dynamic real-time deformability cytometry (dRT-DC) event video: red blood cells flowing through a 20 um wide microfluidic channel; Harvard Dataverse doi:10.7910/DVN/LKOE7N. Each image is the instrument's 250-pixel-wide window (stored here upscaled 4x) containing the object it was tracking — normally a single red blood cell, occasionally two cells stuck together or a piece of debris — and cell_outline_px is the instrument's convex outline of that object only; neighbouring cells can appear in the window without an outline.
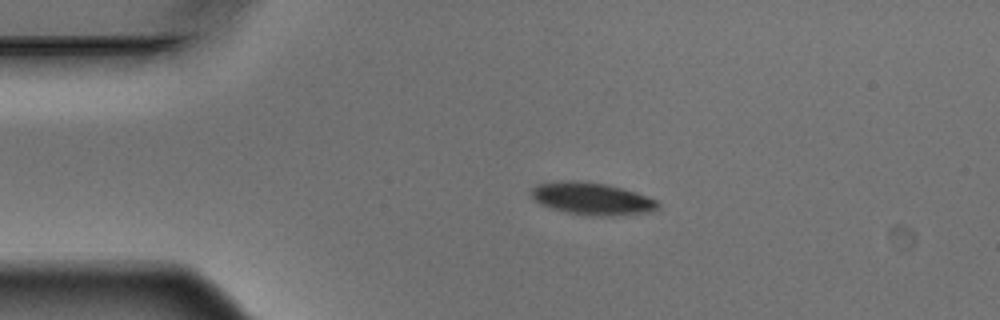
{"species": "Egyptian fruit bat (a non-hibernating species)", "species_latin": "Rousettus aegyptiacus", "temperature_condition": "warm", "stored_images_in_passage": 2, "camera_frame_rate_fps": 3000, "um_per_image_px": 0.085, "animal": {"sex": "male"}, "frame": {"image": 1, "passage_image": 1, "time_ms": 0.0, "image_size_px": [1000, 320], "cell_outline_px": [[660, 208], [648, 212], [568, 212], [552, 208], [536, 200], [532, 196], [532, 188], [536, 184], [568, 180], [580, 180], [604, 184], [636, 192], [656, 200], [660, 204]], "centroid_in_image_um": [50.28, 16.8], "position_along_channel_um": 34.7, "area_um2": 22.08}}